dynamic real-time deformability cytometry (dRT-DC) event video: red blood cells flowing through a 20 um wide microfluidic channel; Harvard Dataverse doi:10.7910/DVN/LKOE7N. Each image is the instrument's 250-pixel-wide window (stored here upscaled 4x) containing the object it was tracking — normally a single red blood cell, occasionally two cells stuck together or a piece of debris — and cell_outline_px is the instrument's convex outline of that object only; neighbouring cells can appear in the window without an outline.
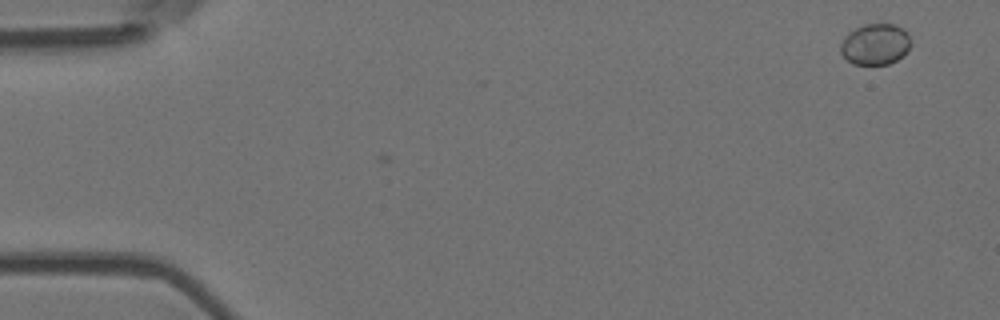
{"species": "Egyptian fruit bat (a non-hibernating species)", "species_latin": "Rousettus aegyptiacus", "temperature_condition": "room temperature", "stored_images_in_passage": 2, "camera_frame_rate_fps": 3000, "um_per_image_px": 0.085, "animal": {"sex": "female"}, "frame": {"image": 1, "passage_image": 2, "time_ms": 0.333, "image_size_px": [1000, 320], "cell_outline_px": [[908, 48], [896, 60], [888, 64], [852, 64], [840, 52], [840, 44], [844, 36], [848, 32], [864, 24], [896, 24], [904, 28], [908, 32]], "centroid_in_image_um": [74.35, 3.74], "position_along_channel_um": 10.6, "area_um2": 16.65}}